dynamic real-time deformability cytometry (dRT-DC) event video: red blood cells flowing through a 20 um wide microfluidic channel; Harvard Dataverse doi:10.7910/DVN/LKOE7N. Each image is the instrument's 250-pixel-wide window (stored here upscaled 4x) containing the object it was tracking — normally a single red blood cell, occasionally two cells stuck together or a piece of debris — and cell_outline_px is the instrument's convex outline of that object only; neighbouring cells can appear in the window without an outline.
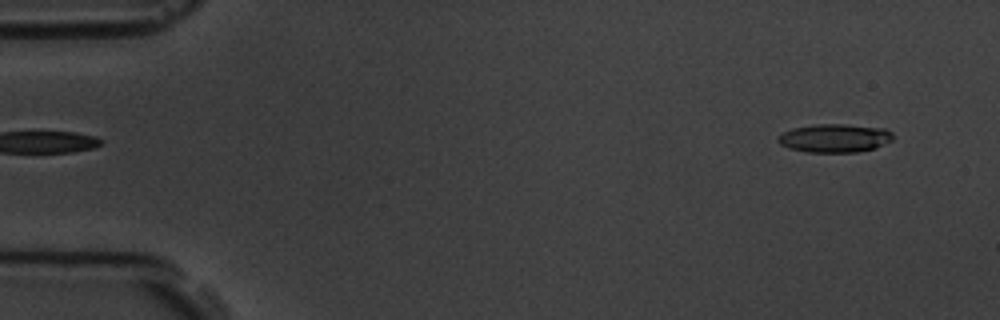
{"species": "common noctule bat (a hibernating species)", "species_latin": "Nyctalus noctula", "temperature_condition": "room temperature", "stored_images_in_passage": 5, "segment_of_instrument_passage": [2, 2], "camera_frame_rate_fps": 3000, "um_per_image_px": 0.085, "animal": {"sex": "male", "body_mass_g": 19.5, "forearm_length_mm": 54.6}, "frame": {"image": 1, "passage_image": 5, "time_ms": 5.667, "image_size_px": [1000, 320], "cell_outline_px": [[892, 140], [872, 148], [856, 152], [808, 152], [788, 148], [780, 144], [776, 140], [776, 136], [792, 128], [816, 124], [844, 124], [884, 128], [892, 132]], "centroid_in_image_um": [70.89, 11.73], "position_along_channel_um": 14.1, "area_um2": 18.96}}